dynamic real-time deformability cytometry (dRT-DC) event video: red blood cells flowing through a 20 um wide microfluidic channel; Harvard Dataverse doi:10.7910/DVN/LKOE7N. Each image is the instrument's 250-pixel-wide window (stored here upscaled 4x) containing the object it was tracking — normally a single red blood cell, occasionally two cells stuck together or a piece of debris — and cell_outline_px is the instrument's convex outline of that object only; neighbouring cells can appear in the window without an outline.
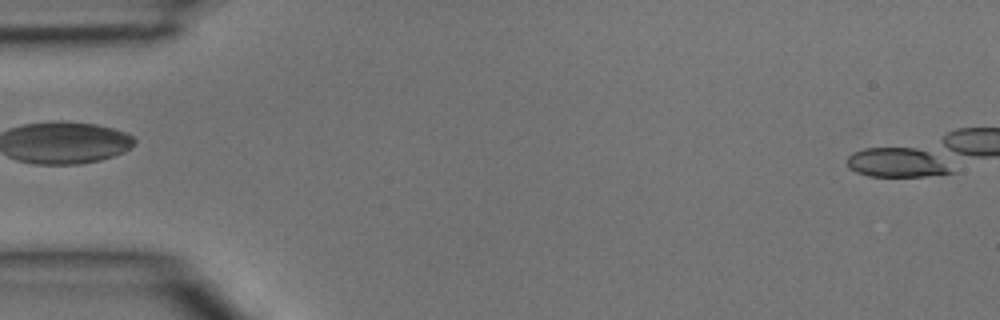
{"species": "common noctule bat (a hibernating species)", "species_latin": "Nyctalus noctula", "temperature_condition": "room temperature", "stored_images_in_passage": 3, "camera_frame_rate_fps": 3000, "um_per_image_px": 0.085, "animal": {"sex": "male", "body_mass_g": 15.6}, "frame": {"image": 1, "passage_image": 3, "time_ms": 0.667, "image_size_px": [1000, 320], "cell_outline_px": [[956, 172], [924, 176], [868, 176], [856, 172], [848, 168], [848, 156], [852, 152], [864, 148], [916, 148], [928, 152]], "centroid_in_image_um": [76.16, 13.82], "position_along_channel_um": 8.8, "area_um2": 17.51}}